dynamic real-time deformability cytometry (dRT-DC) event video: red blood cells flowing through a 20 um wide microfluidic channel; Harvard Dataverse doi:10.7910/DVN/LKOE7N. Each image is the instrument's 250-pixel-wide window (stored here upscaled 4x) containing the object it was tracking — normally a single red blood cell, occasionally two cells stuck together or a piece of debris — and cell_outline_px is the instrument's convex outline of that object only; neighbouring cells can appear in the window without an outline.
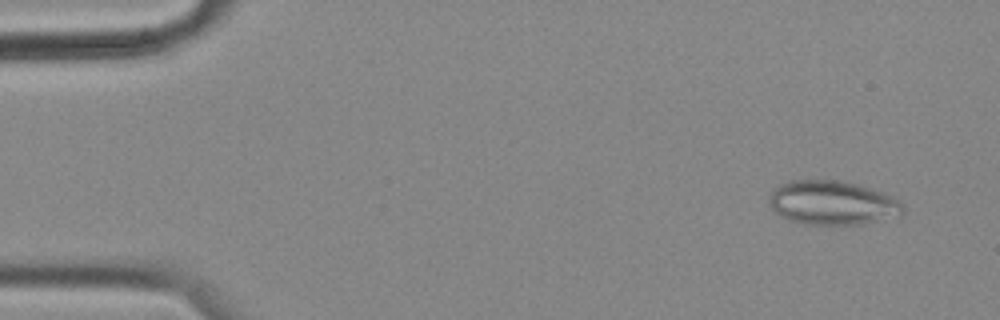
{"species": "common noctule bat (a hibernating species)", "species_latin": "Nyctalus noctula", "temperature_condition": "cold", "stored_images_in_passage": 57, "camera_frame_rate_fps": 3000, "um_per_image_px": 0.085, "animal": {"sex": "female", "body_mass_g": 18.4}, "frame": {"image": 1, "passage_image": 4, "time_ms": 1.0, "image_size_px": [1000, 320], "cell_outline_px": [[904, 212], [900, 216], [860, 224], [804, 224], [788, 220], [780, 216], [768, 204], [768, 196], [772, 188], [788, 180], [844, 180], [892, 196], [904, 204]], "centroid_in_image_um": [70.71, 17.23], "position_along_channel_um": 14.3, "area_um2": 34.68}}
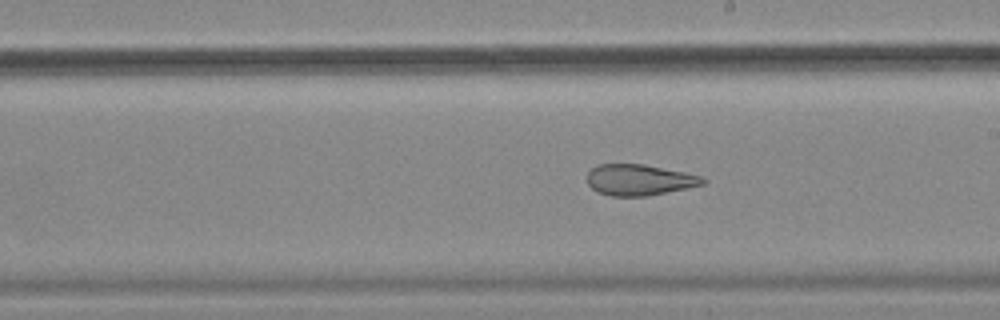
{"frame": {"image": 2, "passage_image": 32, "time_ms": 10.333, "image_size_px": [1000, 320], "cell_outline_px": [[708, 180], [704, 184], [668, 192], [648, 196], [612, 196], [596, 192], [588, 184], [588, 172], [596, 164], [644, 164], [704, 176]], "centroid_in_image_um": [54.35, 15.29], "position_along_channel_um": 234.6, "area_um2": 21.04}}
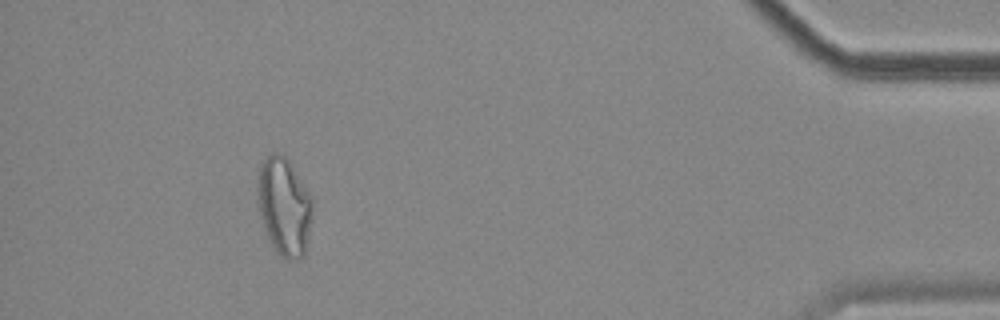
{"frame": {"image": 3, "passage_image": 52, "time_ms": 17.0, "image_size_px": [1000, 320], "cell_outline_px": [[312, 220], [304, 256], [296, 260], [288, 260], [276, 252], [264, 228], [260, 212], [256, 192], [256, 184], [260, 168], [264, 160], [272, 152], [280, 152], [292, 164], [312, 196]], "centroid_in_image_um": [24.17, 17.53], "position_along_channel_um": 411.0, "area_um2": 31.56}, "authors_computed_cell_mechanics": {"area_um2": 28.7844, "velocity_mm_per_s": 3.517, "shape_relaxation_time_tau1_ms": null, "shape_relaxation_time_tau2_ms": 2.0397, "deformation_change_tau1": null, "deformation_change_tau2": 0.1085}}